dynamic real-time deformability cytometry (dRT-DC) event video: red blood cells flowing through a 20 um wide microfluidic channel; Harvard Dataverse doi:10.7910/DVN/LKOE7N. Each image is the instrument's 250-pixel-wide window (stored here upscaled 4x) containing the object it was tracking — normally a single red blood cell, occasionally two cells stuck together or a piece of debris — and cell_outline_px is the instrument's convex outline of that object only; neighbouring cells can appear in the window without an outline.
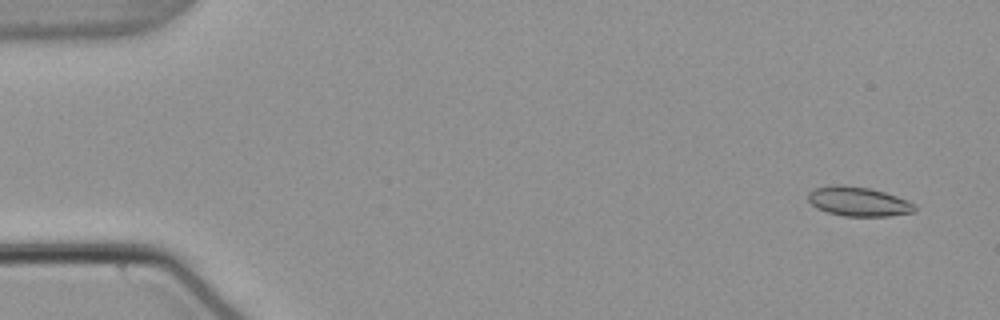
{"species": "common noctule bat (a hibernating species)", "species_latin": "Nyctalus noctula", "temperature_condition": "warm", "stored_images_in_passage": 54, "camera_frame_rate_fps": 3000, "um_per_image_px": 0.085, "animal": {"sex": "male", "body_mass_g": 21.5, "forearm_length_mm": 52.0}, "frame": {"image": 1, "passage_image": 3, "time_ms": 0.667, "image_size_px": [1000, 320], "cell_outline_px": [[916, 212], [888, 216], [844, 216], [828, 212], [816, 208], [808, 200], [808, 192], [812, 188], [832, 184], [840, 184], [872, 188], [908, 200], [916, 204]], "centroid_in_image_um": [72.96, 17.11], "position_along_channel_um": 12.0, "area_um2": 18.55}}
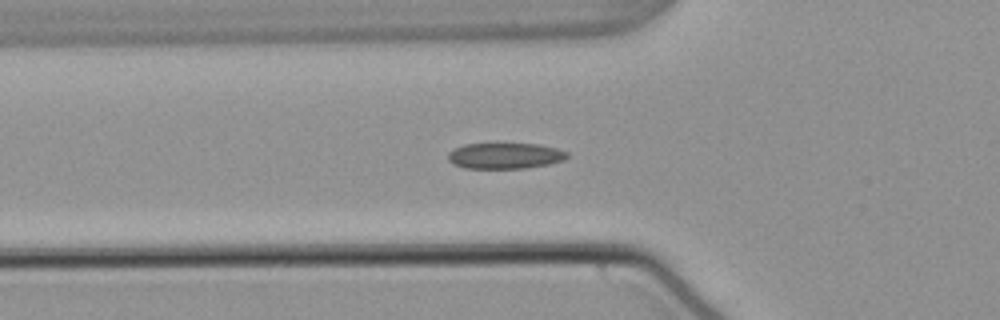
{"frame": {"image": 2, "passage_image": 19, "time_ms": 6.0, "image_size_px": [1000, 320], "cell_outline_px": [[568, 156], [564, 160], [548, 164], [524, 168], [464, 168], [452, 164], [448, 160], [448, 152], [464, 144], [540, 144], [556, 148], [568, 152]], "centroid_in_image_um": [42.92, 13.24], "position_along_channel_um": 82.9, "area_um2": 17.92}}
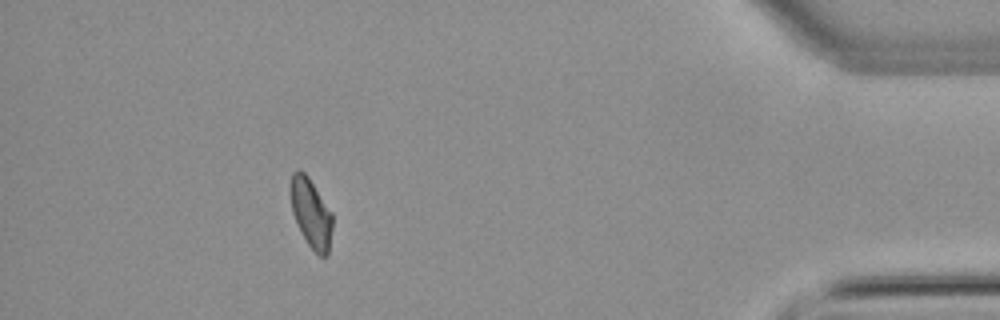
{"frame": {"image": 3, "passage_image": 49, "time_ms": 16.0, "image_size_px": [1000, 320], "cell_outline_px": [[332, 228], [328, 256], [320, 256], [308, 244], [292, 212], [288, 192], [288, 188], [292, 172], [296, 168], [300, 168], [308, 176], [332, 212]], "centroid_in_image_um": [26.4, 18.03], "position_along_channel_um": 408.8, "area_um2": 17.11}, "authors_computed_cell_mechanics": {"area_um2": 17.918, "velocity_mm_per_s": 3.7973, "shape_relaxation_time_tau1_ms": null, "shape_relaxation_time_tau2_ms": 2.8741, "deformation_change_tau1": null, "deformation_change_tau2": 0.0813}}